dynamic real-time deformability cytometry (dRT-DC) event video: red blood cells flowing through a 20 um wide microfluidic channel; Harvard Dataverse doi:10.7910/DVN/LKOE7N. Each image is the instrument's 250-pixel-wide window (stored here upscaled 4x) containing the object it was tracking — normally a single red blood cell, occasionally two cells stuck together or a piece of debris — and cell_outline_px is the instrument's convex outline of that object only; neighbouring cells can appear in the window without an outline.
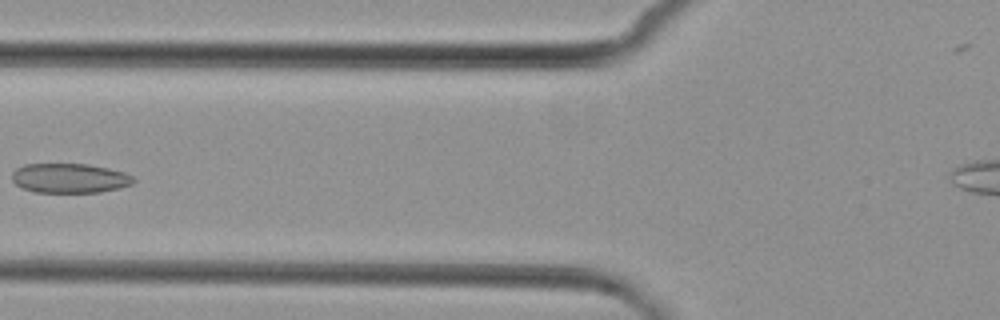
{"species": "common noctule bat (a hibernating species)", "species_latin": "Nyctalus noctula", "temperature_condition": "cold", "stored_images_in_passage": 5, "camera_frame_rate_fps": 3000, "um_per_image_px": 0.085, "animal": {"sex": "female", "body_mass_g": 29.2, "forearm_length_mm": 56.3}, "frame": {"image": 1, "passage_image": 4, "time_ms": 3.667, "image_size_px": [1000, 320], "cell_outline_px": [[136, 180], [132, 184], [120, 188], [100, 192], [36, 192], [24, 188], [16, 184], [12, 180], [12, 172], [16, 168], [24, 164], [88, 164], [108, 168], [124, 172], [132, 176]], "centroid_in_image_um": [5.93, 15.14], "position_along_channel_um": 119.9, "area_um2": 20.92}}
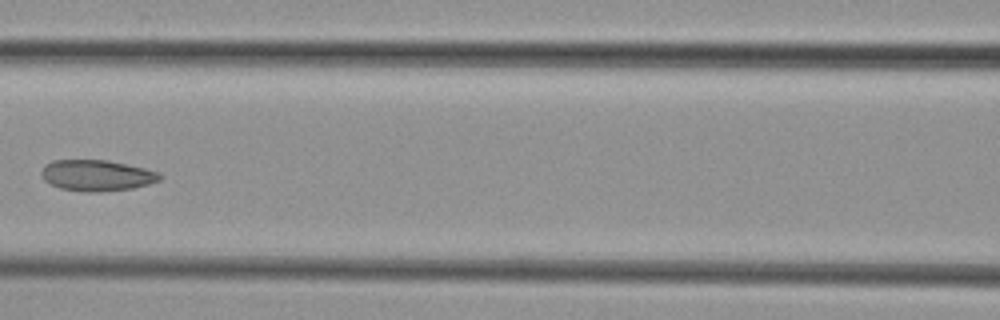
{"frame": {"image": 2, "passage_image": 5, "time_ms": 4.667, "image_size_px": [1000, 320], "cell_outline_px": [[164, 176], [160, 180], [148, 184], [132, 188], [100, 192], [84, 192], [60, 188], [44, 180], [40, 172], [44, 164], [52, 160], [108, 160], [144, 168], [160, 172]], "centroid_in_image_um": [8.23, 14.91], "position_along_channel_um": 158.4, "area_um2": 21.56}}